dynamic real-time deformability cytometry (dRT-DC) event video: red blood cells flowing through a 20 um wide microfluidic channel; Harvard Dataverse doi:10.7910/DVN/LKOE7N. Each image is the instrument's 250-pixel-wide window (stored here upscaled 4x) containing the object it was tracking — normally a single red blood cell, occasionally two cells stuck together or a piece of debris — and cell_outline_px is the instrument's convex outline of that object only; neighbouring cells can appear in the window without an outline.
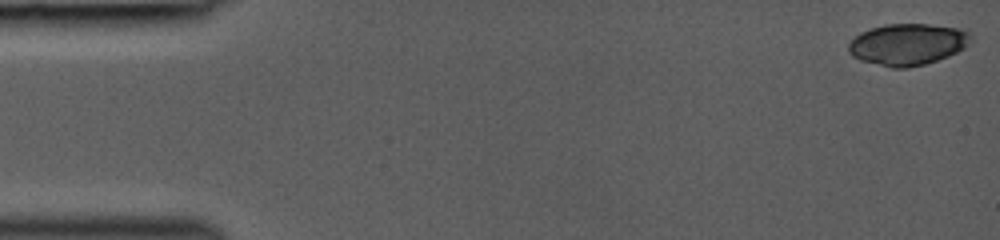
{"species": "common noctule bat (a hibernating species)", "species_latin": "Nyctalus noctula", "temperature_condition": "room temperature", "stored_images_in_passage": 31, "camera_frame_rate_fps": 3000, "um_per_image_px": 0.085, "animal": {"sex": "female", "body_mass_g": 19.0, "forearm_length_mm": 53.3}, "frame": {"image": 1, "passage_image": 1, "time_ms": 0.0, "image_size_px": [1000, 240], "cell_outline_px": [[972, 40], [964, 48], [948, 56], [924, 64], [908, 68], [892, 68], [860, 60], [852, 56], [848, 52], [848, 44], [860, 32], [884, 24], [928, 24], [968, 28], [972, 36]], "centroid_in_image_um": [77.19, 3.75], "position_along_channel_um": 7.8, "area_um2": 29.94}}
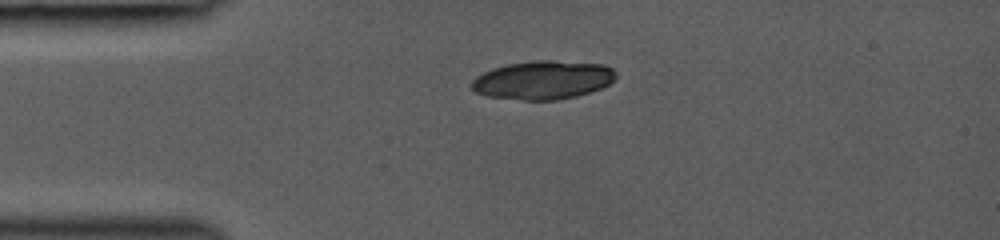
{"frame": {"image": 2, "passage_image": 16, "time_ms": 3.333, "image_size_px": [1000, 240], "cell_outline_px": [[616, 76], [608, 84], [600, 88], [576, 96], [556, 100], [524, 100], [488, 96], [476, 92], [472, 88], [472, 80], [476, 76], [492, 68], [508, 64], [536, 60], [552, 60], [604, 64], [612, 68], [616, 72]], "centroid_in_image_um": [46.15, 6.79], "position_along_channel_um": 38.9, "area_um2": 32.25}}